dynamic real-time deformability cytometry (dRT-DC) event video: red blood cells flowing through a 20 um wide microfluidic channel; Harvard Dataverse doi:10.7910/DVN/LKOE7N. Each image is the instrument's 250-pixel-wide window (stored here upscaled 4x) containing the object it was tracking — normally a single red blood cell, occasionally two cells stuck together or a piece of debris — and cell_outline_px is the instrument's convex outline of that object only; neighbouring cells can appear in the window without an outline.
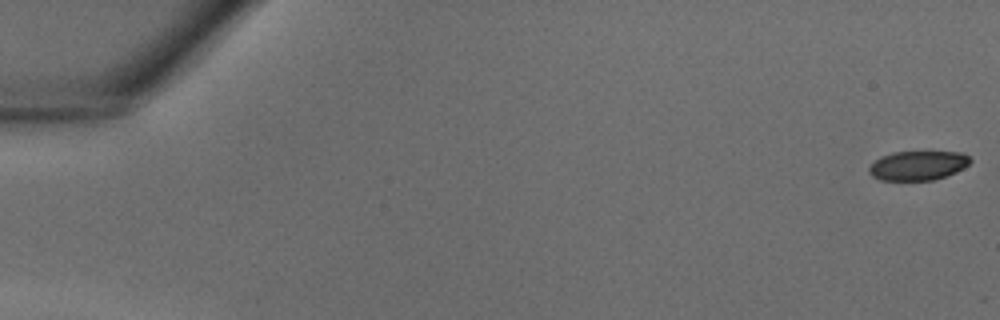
{"species": "common noctule bat (a hibernating species)", "species_latin": "Nyctalus noctula", "temperature_condition": "warm", "stored_images_in_passage": 40, "camera_frame_rate_fps": 3000, "um_per_image_px": 0.085, "animal": {"sex": "male", "body_mass_g": 18.8}, "frame": {"image": 1, "passage_image": 1, "time_ms": 0.0, "image_size_px": [1000, 320], "cell_outline_px": [[972, 160], [964, 168], [956, 172], [932, 180], [880, 180], [872, 176], [868, 172], [868, 168], [880, 156], [892, 152], [964, 152]], "centroid_in_image_um": [78.01, 14.06], "position_along_channel_um": 7.0, "area_um2": 17.28}}
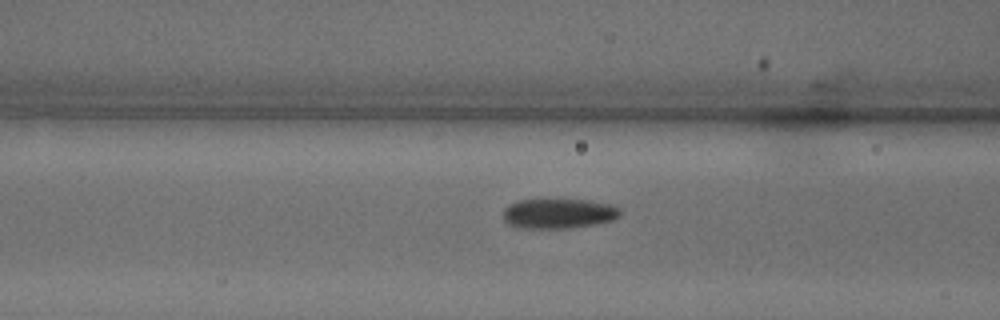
{"frame": {"image": 2, "passage_image": 17, "time_ms": 5.333, "image_size_px": [1000, 320], "cell_outline_px": [[620, 216], [612, 220], [596, 224], [572, 228], [524, 228], [512, 224], [504, 220], [504, 208], [508, 204], [516, 200], [548, 196], [588, 200], [612, 204], [620, 208]], "centroid_in_image_um": [47.48, 18.08], "position_along_channel_um": 119.1, "area_um2": 21.39}}
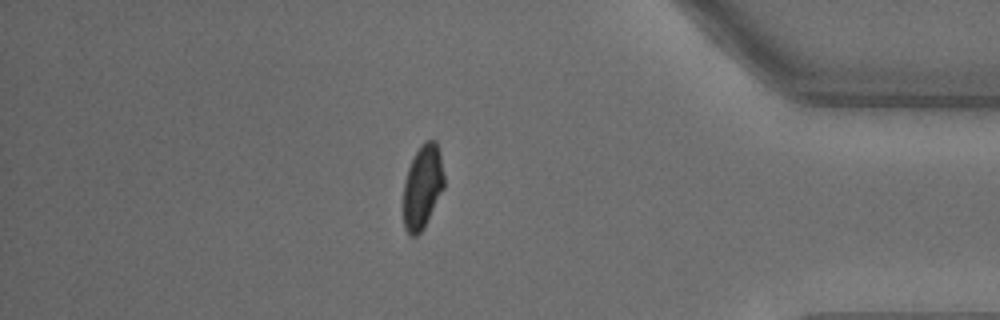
{"frame": {"image": 3, "passage_image": 35, "time_ms": 11.333, "image_size_px": [1000, 320], "cell_outline_px": [[444, 188], [424, 228], [416, 236], [412, 236], [404, 228], [404, 184], [408, 168], [420, 144], [424, 140], [436, 140], [440, 152], [444, 176]], "centroid_in_image_um": [35.93, 15.85], "position_along_channel_um": 399.3, "area_um2": 19.88}}